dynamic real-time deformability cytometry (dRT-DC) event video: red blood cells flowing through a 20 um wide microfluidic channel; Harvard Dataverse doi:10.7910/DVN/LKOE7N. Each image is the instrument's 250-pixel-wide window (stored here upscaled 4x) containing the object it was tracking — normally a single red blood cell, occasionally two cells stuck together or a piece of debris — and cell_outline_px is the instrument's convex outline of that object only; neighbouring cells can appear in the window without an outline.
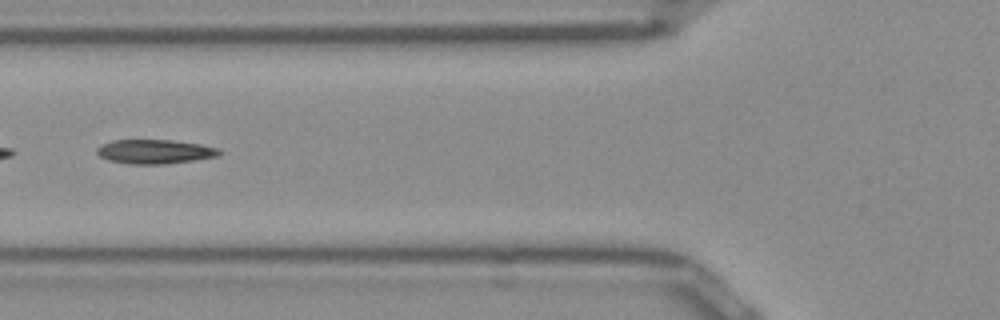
{"species": "Egyptian fruit bat (a non-hibernating species)", "species_latin": "Rousettus aegyptiacus", "temperature_condition": "room temperature", "stored_images_in_passage": 40, "segment_of_instrument_passage": [2, 2], "camera_frame_rate_fps": 3000, "um_per_image_px": 0.085, "frame": {"image": 1, "passage_image": 11, "time_ms": 3.333, "image_size_px": [1000, 320], "cell_outline_px": [[224, 152], [216, 156], [192, 160], [164, 164], [128, 164], [108, 160], [100, 156], [96, 152], [96, 148], [112, 140], [168, 140], [200, 144], [220, 148]], "centroid_in_image_um": [13.16, 12.89], "position_along_channel_um": 112.6, "area_um2": 17.17}}
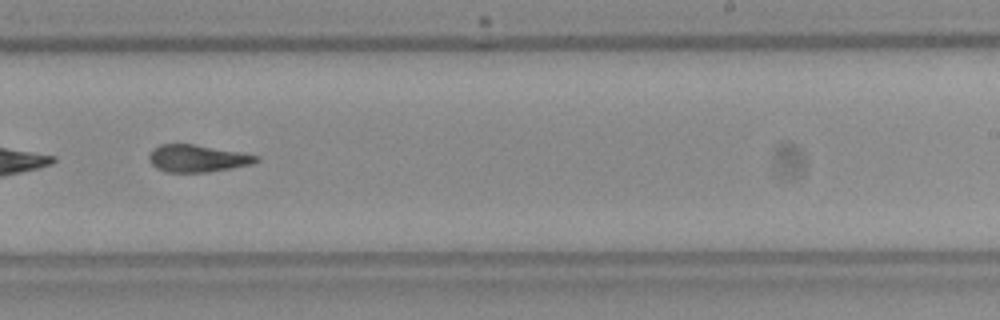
{"frame": {"image": 2, "passage_image": 23, "time_ms": 7.333, "image_size_px": [1000, 320], "cell_outline_px": [[260, 160], [252, 164], [232, 168], [204, 172], [168, 172], [156, 168], [148, 160], [148, 156], [152, 148], [160, 144], [192, 144], [240, 152], [260, 156]], "centroid_in_image_um": [16.76, 13.46], "position_along_channel_um": 272.2, "area_um2": 16.99}}
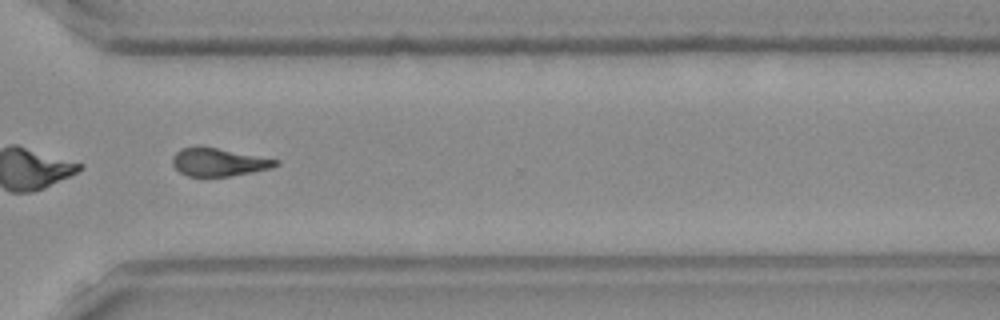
{"frame": {"image": 3, "passage_image": 29, "time_ms": 9.333, "image_size_px": [1000, 320], "cell_outline_px": [[280, 164], [272, 168], [228, 176], [188, 176], [180, 172], [172, 164], [172, 156], [180, 148], [216, 148], [280, 160]], "centroid_in_image_um": [18.59, 13.8], "position_along_channel_um": 352.0, "area_um2": 16.42}}